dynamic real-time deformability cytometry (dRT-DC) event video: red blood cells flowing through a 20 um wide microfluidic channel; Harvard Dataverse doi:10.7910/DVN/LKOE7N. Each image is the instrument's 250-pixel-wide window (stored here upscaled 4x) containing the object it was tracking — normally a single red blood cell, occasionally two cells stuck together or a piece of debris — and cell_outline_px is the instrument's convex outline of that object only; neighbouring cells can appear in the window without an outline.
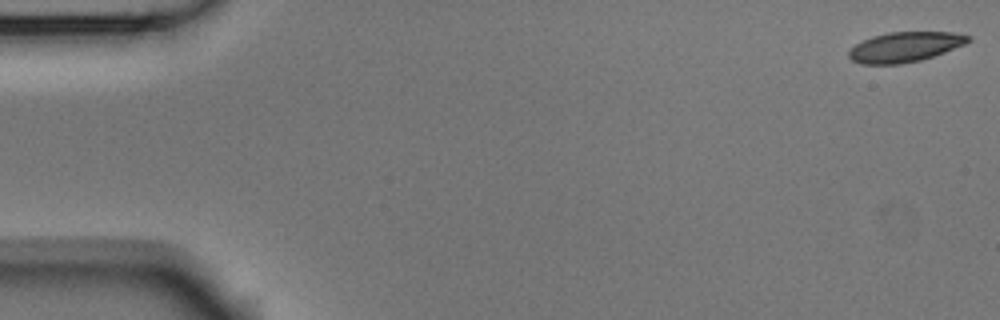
{"species": "Egyptian fruit bat (a non-hibernating species)", "species_latin": "Rousettus aegyptiacus", "temperature_condition": "room temperature", "stored_images_in_passage": 12, "camera_frame_rate_fps": 3000, "um_per_image_px": 0.085, "animal": {"sex": "male"}, "frame": {"image": 1, "passage_image": 1, "time_ms": 0.0, "image_size_px": [1000, 320], "cell_outline_px": [[972, 40], [964, 44], [944, 52], [920, 60], [900, 64], [860, 64], [852, 60], [848, 56], [848, 52], [856, 44], [872, 36], [888, 32], [952, 32], [972, 36]], "centroid_in_image_um": [76.92, 3.99], "position_along_channel_um": 8.1, "area_um2": 20.75}}